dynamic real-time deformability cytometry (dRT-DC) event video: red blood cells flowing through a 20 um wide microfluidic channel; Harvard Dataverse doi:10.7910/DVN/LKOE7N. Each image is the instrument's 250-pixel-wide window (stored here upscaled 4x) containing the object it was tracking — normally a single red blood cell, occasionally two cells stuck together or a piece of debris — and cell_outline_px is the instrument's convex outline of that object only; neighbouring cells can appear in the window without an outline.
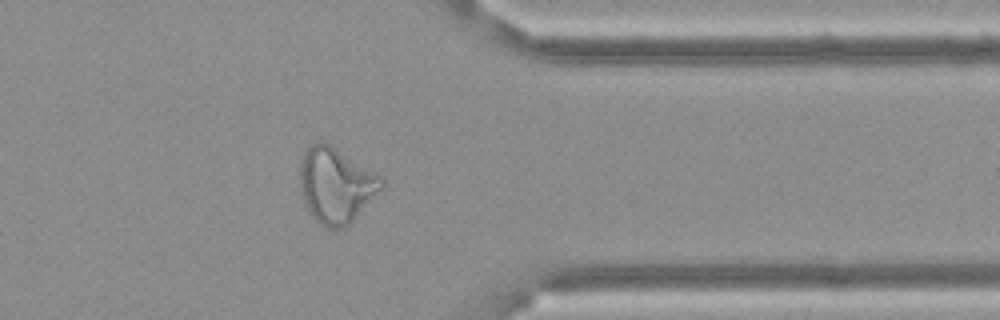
{"species": "Egyptian fruit bat (a non-hibernating species)", "species_latin": "Rousettus aegyptiacus", "temperature_condition": "cold", "stored_images_in_passage": 53, "camera_frame_rate_fps": 3000, "um_per_image_px": 0.085, "frame": {"image": 1, "passage_image": 42, "time_ms": 13.667, "image_size_px": [1000, 320], "cell_outline_px": [[384, 184], [352, 220], [344, 228], [328, 228], [320, 224], [308, 212], [304, 204], [300, 192], [300, 168], [304, 152], [316, 140], [332, 144], [380, 176], [384, 180]], "centroid_in_image_um": [28.5, 15.72], "position_along_channel_um": 382.9, "area_um2": 35.37}}
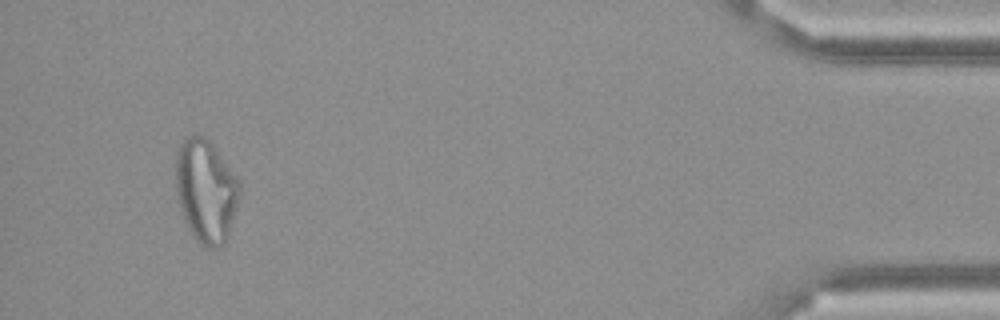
{"frame": {"image": 2, "passage_image": 50, "time_ms": 16.333, "image_size_px": [1000, 320], "cell_outline_px": [[240, 196], [228, 236], [224, 244], [216, 248], [208, 248], [200, 244], [192, 232], [184, 216], [176, 196], [176, 152], [180, 144], [188, 136], [204, 136], [212, 144], [236, 176], [240, 184]], "centroid_in_image_um": [17.51, 16.22], "position_along_channel_um": 417.7, "area_um2": 37.92}}